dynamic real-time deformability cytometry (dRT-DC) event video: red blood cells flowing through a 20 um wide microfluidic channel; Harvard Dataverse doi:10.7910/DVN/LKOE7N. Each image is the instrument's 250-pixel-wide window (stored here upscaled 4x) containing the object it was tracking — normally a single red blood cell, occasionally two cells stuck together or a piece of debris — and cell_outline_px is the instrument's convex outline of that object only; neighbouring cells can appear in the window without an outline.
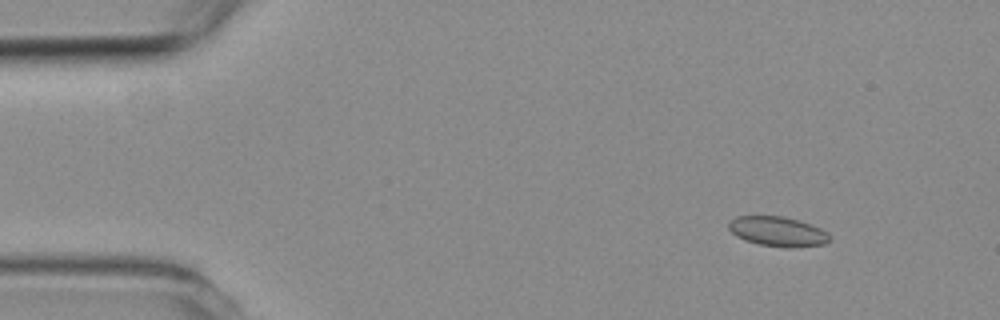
{"species": "common noctule bat (a hibernating species)", "species_latin": "Nyctalus noctula", "temperature_condition": "room temperature", "stored_images_in_passage": 4, "segment_of_instrument_passage": [2, 2], "camera_frame_rate_fps": 3000, "um_per_image_px": 0.085, "animal": {"sex": "female", "body_mass_g": 19.3, "forearm_length_mm": 54.1}, "frame": {"image": 1, "passage_image": 4, "time_ms": 5.0, "image_size_px": [1000, 320], "cell_outline_px": [[832, 240], [824, 244], [788, 248], [784, 248], [760, 244], [744, 240], [736, 236], [728, 228], [728, 220], [736, 216], [784, 216], [812, 224], [828, 232], [832, 236]], "centroid_in_image_um": [66.12, 19.67], "position_along_channel_um": 18.9, "area_um2": 17.8}}